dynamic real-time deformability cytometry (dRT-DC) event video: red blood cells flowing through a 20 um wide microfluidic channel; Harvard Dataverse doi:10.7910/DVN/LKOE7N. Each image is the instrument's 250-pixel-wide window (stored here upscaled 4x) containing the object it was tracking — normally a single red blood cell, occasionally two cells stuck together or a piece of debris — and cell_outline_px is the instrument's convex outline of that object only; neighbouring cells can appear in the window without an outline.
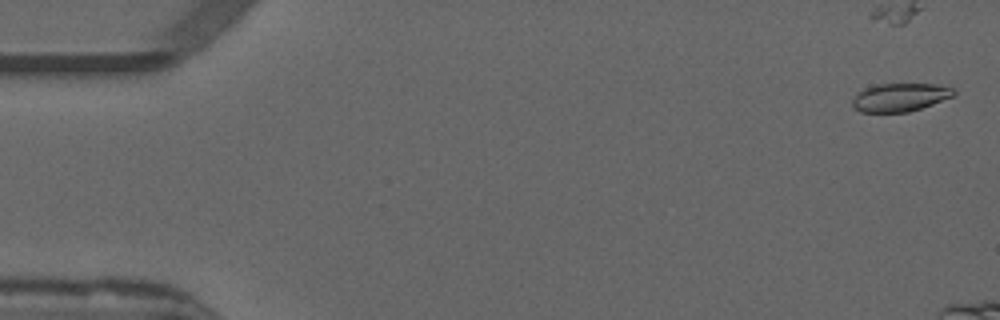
{"species": "common noctule bat (a hibernating species)", "species_latin": "Nyctalus noctula", "temperature_condition": "warm", "stored_images_in_passage": 11, "camera_frame_rate_fps": 3000, "um_per_image_px": 0.085, "animal": {"sex": "male", "forearm_length_mm": 52.5}, "frame": {"image": 1, "passage_image": 2, "time_ms": 0.333, "image_size_px": [1000, 320], "cell_outline_px": [[956, 96], [908, 112], [860, 112], [852, 108], [852, 100], [856, 92], [864, 88], [876, 84], [940, 84], [956, 88]], "centroid_in_image_um": [76.51, 8.26], "position_along_channel_um": 8.5, "area_um2": 17.05}}